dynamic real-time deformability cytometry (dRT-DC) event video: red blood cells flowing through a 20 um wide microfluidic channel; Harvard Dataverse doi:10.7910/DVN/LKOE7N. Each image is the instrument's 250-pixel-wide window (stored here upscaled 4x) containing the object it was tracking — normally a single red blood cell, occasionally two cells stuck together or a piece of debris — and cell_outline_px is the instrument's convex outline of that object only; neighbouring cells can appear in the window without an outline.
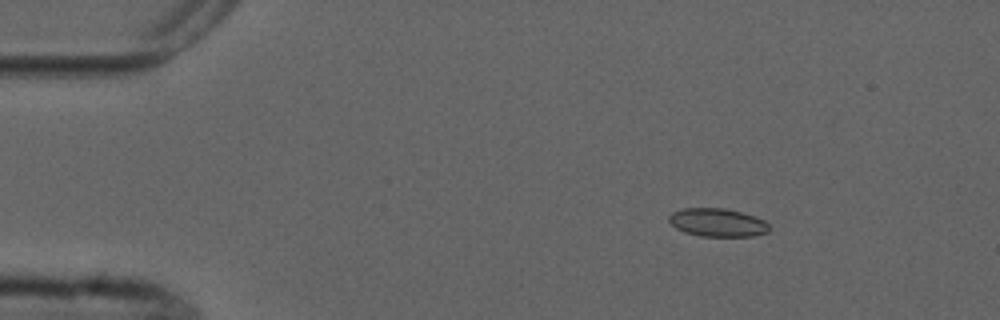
{"species": "common noctule bat (a hibernating species)", "species_latin": "Nyctalus noctula", "temperature_condition": "cold", "stored_images_in_passage": 4, "camera_frame_rate_fps": 3000, "um_per_image_px": 0.085, "animal": {"sex": "male", "forearm_length_mm": 52.5}, "frame": {"image": 1, "passage_image": 2, "time_ms": 1.0, "image_size_px": [1000, 320], "cell_outline_px": [[768, 232], [752, 236], [700, 236], [684, 232], [676, 228], [668, 220], [668, 216], [672, 212], [684, 208], [724, 208], [756, 216], [764, 220], [768, 224]], "centroid_in_image_um": [60.97, 18.91], "position_along_channel_um": 24.0, "area_um2": 16.47}}